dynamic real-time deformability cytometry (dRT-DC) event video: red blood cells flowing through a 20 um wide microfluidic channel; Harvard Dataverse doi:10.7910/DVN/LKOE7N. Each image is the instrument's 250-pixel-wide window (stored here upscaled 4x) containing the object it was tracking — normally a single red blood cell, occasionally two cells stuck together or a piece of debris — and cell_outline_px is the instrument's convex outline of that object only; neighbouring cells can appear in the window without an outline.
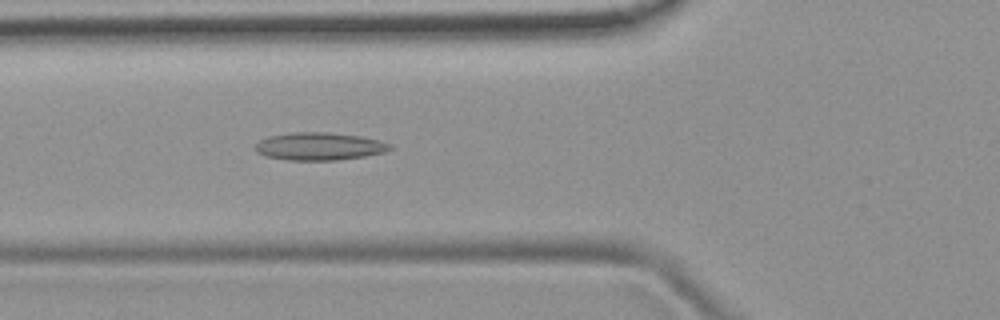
{"species": "common noctule bat (a hibernating species)", "species_latin": "Nyctalus noctula", "temperature_condition": "room temperature", "stored_images_in_passage": 50, "camera_frame_rate_fps": 3000, "um_per_image_px": 0.085, "animal": {"sex": "female", "body_mass_g": 19.9}, "frame": {"image": 1, "passage_image": 18, "time_ms": 5.667, "image_size_px": [1000, 320], "cell_outline_px": [[392, 148], [384, 152], [364, 156], [336, 160], [288, 160], [264, 156], [256, 152], [256, 144], [260, 140], [268, 136], [292, 132], [328, 132], [360, 136], [380, 140], [392, 144]], "centroid_in_image_um": [27.14, 12.43], "position_along_channel_um": 98.7, "area_um2": 21.79}}
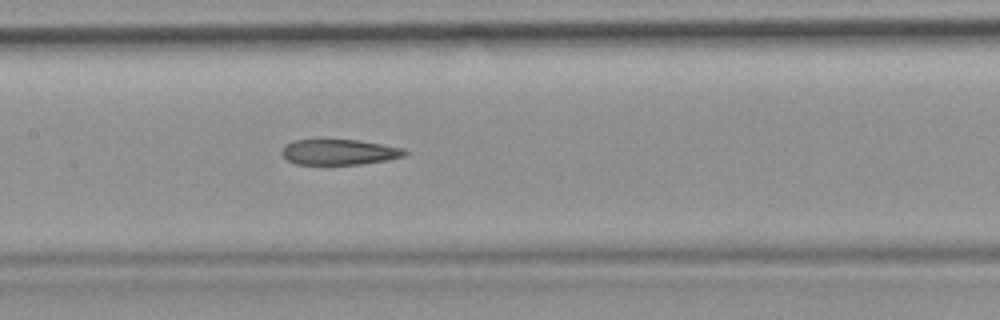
{"frame": {"image": 2, "passage_image": 24, "time_ms": 7.667, "image_size_px": [1000, 320], "cell_outline_px": [[408, 152], [404, 156], [388, 160], [360, 164], [296, 164], [288, 160], [280, 152], [288, 144], [296, 140], [356, 140], [404, 148]], "centroid_in_image_um": [28.87, 12.93], "position_along_channel_um": 178.5, "area_um2": 17.98}}
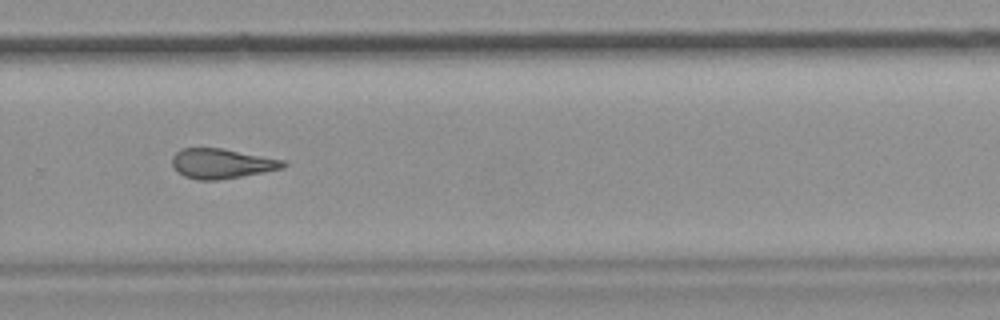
{"frame": {"image": 3, "passage_image": 34, "time_ms": 11.0, "image_size_px": [1000, 320], "cell_outline_px": [[288, 164], [284, 168], [264, 172], [216, 180], [196, 180], [184, 176], [172, 164], [172, 156], [180, 148], [224, 148], [284, 160]], "centroid_in_image_um": [18.86, 13.89], "position_along_channel_um": 310.9, "area_um2": 19.31}, "authors_computed_cell_mechanics": {"area_um2": 20.23, "velocity_mm_per_s": 3.9836, "shape_relaxation_time_tau1_ms": null, "shape_relaxation_time_tau2_ms": 4.6957, "deformation_change_tau1": null, "deformation_change_tau2": 0.1663}}